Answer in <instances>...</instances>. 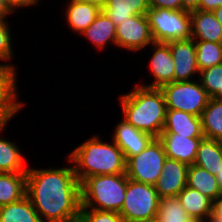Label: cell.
<instances>
[{
	"instance_id": "14",
	"label": "cell",
	"mask_w": 222,
	"mask_h": 222,
	"mask_svg": "<svg viewBox=\"0 0 222 222\" xmlns=\"http://www.w3.org/2000/svg\"><path fill=\"white\" fill-rule=\"evenodd\" d=\"M153 55L151 58V71L155 81L149 85L151 88H161L163 85L174 82V60L167 43L153 42Z\"/></svg>"
},
{
	"instance_id": "18",
	"label": "cell",
	"mask_w": 222,
	"mask_h": 222,
	"mask_svg": "<svg viewBox=\"0 0 222 222\" xmlns=\"http://www.w3.org/2000/svg\"><path fill=\"white\" fill-rule=\"evenodd\" d=\"M177 197L195 222H209L212 213V200L209 197L188 186Z\"/></svg>"
},
{
	"instance_id": "31",
	"label": "cell",
	"mask_w": 222,
	"mask_h": 222,
	"mask_svg": "<svg viewBox=\"0 0 222 222\" xmlns=\"http://www.w3.org/2000/svg\"><path fill=\"white\" fill-rule=\"evenodd\" d=\"M77 222H123L117 212L80 208Z\"/></svg>"
},
{
	"instance_id": "34",
	"label": "cell",
	"mask_w": 222,
	"mask_h": 222,
	"mask_svg": "<svg viewBox=\"0 0 222 222\" xmlns=\"http://www.w3.org/2000/svg\"><path fill=\"white\" fill-rule=\"evenodd\" d=\"M149 4L152 8L183 10L182 0H149Z\"/></svg>"
},
{
	"instance_id": "28",
	"label": "cell",
	"mask_w": 222,
	"mask_h": 222,
	"mask_svg": "<svg viewBox=\"0 0 222 222\" xmlns=\"http://www.w3.org/2000/svg\"><path fill=\"white\" fill-rule=\"evenodd\" d=\"M199 71L222 64V43L195 41Z\"/></svg>"
},
{
	"instance_id": "8",
	"label": "cell",
	"mask_w": 222,
	"mask_h": 222,
	"mask_svg": "<svg viewBox=\"0 0 222 222\" xmlns=\"http://www.w3.org/2000/svg\"><path fill=\"white\" fill-rule=\"evenodd\" d=\"M166 158L163 143L154 138L141 153L126 161V175L131 180L155 185Z\"/></svg>"
},
{
	"instance_id": "37",
	"label": "cell",
	"mask_w": 222,
	"mask_h": 222,
	"mask_svg": "<svg viewBox=\"0 0 222 222\" xmlns=\"http://www.w3.org/2000/svg\"><path fill=\"white\" fill-rule=\"evenodd\" d=\"M220 6H222V0H201L199 10L213 12Z\"/></svg>"
},
{
	"instance_id": "12",
	"label": "cell",
	"mask_w": 222,
	"mask_h": 222,
	"mask_svg": "<svg viewBox=\"0 0 222 222\" xmlns=\"http://www.w3.org/2000/svg\"><path fill=\"white\" fill-rule=\"evenodd\" d=\"M204 136H179L176 133H161L167 158L177 160L188 166L193 165L199 144Z\"/></svg>"
},
{
	"instance_id": "43",
	"label": "cell",
	"mask_w": 222,
	"mask_h": 222,
	"mask_svg": "<svg viewBox=\"0 0 222 222\" xmlns=\"http://www.w3.org/2000/svg\"><path fill=\"white\" fill-rule=\"evenodd\" d=\"M80 1L94 3L101 7L103 6L104 3V0H80Z\"/></svg>"
},
{
	"instance_id": "30",
	"label": "cell",
	"mask_w": 222,
	"mask_h": 222,
	"mask_svg": "<svg viewBox=\"0 0 222 222\" xmlns=\"http://www.w3.org/2000/svg\"><path fill=\"white\" fill-rule=\"evenodd\" d=\"M15 72L13 65L0 64V102H19L16 98L17 73Z\"/></svg>"
},
{
	"instance_id": "26",
	"label": "cell",
	"mask_w": 222,
	"mask_h": 222,
	"mask_svg": "<svg viewBox=\"0 0 222 222\" xmlns=\"http://www.w3.org/2000/svg\"><path fill=\"white\" fill-rule=\"evenodd\" d=\"M23 165V157L16 143L0 138V172H27L28 167Z\"/></svg>"
},
{
	"instance_id": "38",
	"label": "cell",
	"mask_w": 222,
	"mask_h": 222,
	"mask_svg": "<svg viewBox=\"0 0 222 222\" xmlns=\"http://www.w3.org/2000/svg\"><path fill=\"white\" fill-rule=\"evenodd\" d=\"M201 0H182L183 10L192 12L199 10V4Z\"/></svg>"
},
{
	"instance_id": "5",
	"label": "cell",
	"mask_w": 222,
	"mask_h": 222,
	"mask_svg": "<svg viewBox=\"0 0 222 222\" xmlns=\"http://www.w3.org/2000/svg\"><path fill=\"white\" fill-rule=\"evenodd\" d=\"M146 16L154 42L168 43L191 38V18L188 11L150 7Z\"/></svg>"
},
{
	"instance_id": "4",
	"label": "cell",
	"mask_w": 222,
	"mask_h": 222,
	"mask_svg": "<svg viewBox=\"0 0 222 222\" xmlns=\"http://www.w3.org/2000/svg\"><path fill=\"white\" fill-rule=\"evenodd\" d=\"M125 174L93 175L80 183L81 207L119 213L127 189Z\"/></svg>"
},
{
	"instance_id": "25",
	"label": "cell",
	"mask_w": 222,
	"mask_h": 222,
	"mask_svg": "<svg viewBox=\"0 0 222 222\" xmlns=\"http://www.w3.org/2000/svg\"><path fill=\"white\" fill-rule=\"evenodd\" d=\"M0 222H43L27 196L0 207Z\"/></svg>"
},
{
	"instance_id": "42",
	"label": "cell",
	"mask_w": 222,
	"mask_h": 222,
	"mask_svg": "<svg viewBox=\"0 0 222 222\" xmlns=\"http://www.w3.org/2000/svg\"><path fill=\"white\" fill-rule=\"evenodd\" d=\"M216 179L218 180V184H219V187H220L221 192H222V167L218 171V174L216 175Z\"/></svg>"
},
{
	"instance_id": "16",
	"label": "cell",
	"mask_w": 222,
	"mask_h": 222,
	"mask_svg": "<svg viewBox=\"0 0 222 222\" xmlns=\"http://www.w3.org/2000/svg\"><path fill=\"white\" fill-rule=\"evenodd\" d=\"M162 133H176L179 136H204L200 117L174 109H167Z\"/></svg>"
},
{
	"instance_id": "19",
	"label": "cell",
	"mask_w": 222,
	"mask_h": 222,
	"mask_svg": "<svg viewBox=\"0 0 222 222\" xmlns=\"http://www.w3.org/2000/svg\"><path fill=\"white\" fill-rule=\"evenodd\" d=\"M66 9V20L70 27L79 33L86 30L102 11V7L80 0H71Z\"/></svg>"
},
{
	"instance_id": "2",
	"label": "cell",
	"mask_w": 222,
	"mask_h": 222,
	"mask_svg": "<svg viewBox=\"0 0 222 222\" xmlns=\"http://www.w3.org/2000/svg\"><path fill=\"white\" fill-rule=\"evenodd\" d=\"M124 119L136 129L159 138L163 131L167 107L160 88L137 86L121 96Z\"/></svg>"
},
{
	"instance_id": "20",
	"label": "cell",
	"mask_w": 222,
	"mask_h": 222,
	"mask_svg": "<svg viewBox=\"0 0 222 222\" xmlns=\"http://www.w3.org/2000/svg\"><path fill=\"white\" fill-rule=\"evenodd\" d=\"M194 164L216 176L222 167V141L203 138L199 144Z\"/></svg>"
},
{
	"instance_id": "6",
	"label": "cell",
	"mask_w": 222,
	"mask_h": 222,
	"mask_svg": "<svg viewBox=\"0 0 222 222\" xmlns=\"http://www.w3.org/2000/svg\"><path fill=\"white\" fill-rule=\"evenodd\" d=\"M160 89L164 94L167 109L180 110L197 117L201 116L210 99L200 81L172 82Z\"/></svg>"
},
{
	"instance_id": "23",
	"label": "cell",
	"mask_w": 222,
	"mask_h": 222,
	"mask_svg": "<svg viewBox=\"0 0 222 222\" xmlns=\"http://www.w3.org/2000/svg\"><path fill=\"white\" fill-rule=\"evenodd\" d=\"M186 186L206 195L212 201L222 194L216 176L195 164L188 167Z\"/></svg>"
},
{
	"instance_id": "7",
	"label": "cell",
	"mask_w": 222,
	"mask_h": 222,
	"mask_svg": "<svg viewBox=\"0 0 222 222\" xmlns=\"http://www.w3.org/2000/svg\"><path fill=\"white\" fill-rule=\"evenodd\" d=\"M159 196L154 185L128 178L125 200L119 212L123 220H145L156 217Z\"/></svg>"
},
{
	"instance_id": "33",
	"label": "cell",
	"mask_w": 222,
	"mask_h": 222,
	"mask_svg": "<svg viewBox=\"0 0 222 222\" xmlns=\"http://www.w3.org/2000/svg\"><path fill=\"white\" fill-rule=\"evenodd\" d=\"M22 102H0V131L2 132L4 127L9 122L10 118L15 113L22 109Z\"/></svg>"
},
{
	"instance_id": "17",
	"label": "cell",
	"mask_w": 222,
	"mask_h": 222,
	"mask_svg": "<svg viewBox=\"0 0 222 222\" xmlns=\"http://www.w3.org/2000/svg\"><path fill=\"white\" fill-rule=\"evenodd\" d=\"M149 8V0H104L102 11L117 27L132 16L146 14Z\"/></svg>"
},
{
	"instance_id": "29",
	"label": "cell",
	"mask_w": 222,
	"mask_h": 222,
	"mask_svg": "<svg viewBox=\"0 0 222 222\" xmlns=\"http://www.w3.org/2000/svg\"><path fill=\"white\" fill-rule=\"evenodd\" d=\"M201 86L208 95L222 100V64L199 71Z\"/></svg>"
},
{
	"instance_id": "41",
	"label": "cell",
	"mask_w": 222,
	"mask_h": 222,
	"mask_svg": "<svg viewBox=\"0 0 222 222\" xmlns=\"http://www.w3.org/2000/svg\"><path fill=\"white\" fill-rule=\"evenodd\" d=\"M123 222H158L157 218L145 219V220H123Z\"/></svg>"
},
{
	"instance_id": "15",
	"label": "cell",
	"mask_w": 222,
	"mask_h": 222,
	"mask_svg": "<svg viewBox=\"0 0 222 222\" xmlns=\"http://www.w3.org/2000/svg\"><path fill=\"white\" fill-rule=\"evenodd\" d=\"M191 38L194 41L222 43V26L213 12L196 10L190 12Z\"/></svg>"
},
{
	"instance_id": "36",
	"label": "cell",
	"mask_w": 222,
	"mask_h": 222,
	"mask_svg": "<svg viewBox=\"0 0 222 222\" xmlns=\"http://www.w3.org/2000/svg\"><path fill=\"white\" fill-rule=\"evenodd\" d=\"M9 9L14 12L16 7L32 6L38 2V0H4Z\"/></svg>"
},
{
	"instance_id": "21",
	"label": "cell",
	"mask_w": 222,
	"mask_h": 222,
	"mask_svg": "<svg viewBox=\"0 0 222 222\" xmlns=\"http://www.w3.org/2000/svg\"><path fill=\"white\" fill-rule=\"evenodd\" d=\"M27 172H0V207L17 202L26 196Z\"/></svg>"
},
{
	"instance_id": "9",
	"label": "cell",
	"mask_w": 222,
	"mask_h": 222,
	"mask_svg": "<svg viewBox=\"0 0 222 222\" xmlns=\"http://www.w3.org/2000/svg\"><path fill=\"white\" fill-rule=\"evenodd\" d=\"M117 46L129 51H139L151 45L154 39L146 14L135 15L116 27Z\"/></svg>"
},
{
	"instance_id": "3",
	"label": "cell",
	"mask_w": 222,
	"mask_h": 222,
	"mask_svg": "<svg viewBox=\"0 0 222 222\" xmlns=\"http://www.w3.org/2000/svg\"><path fill=\"white\" fill-rule=\"evenodd\" d=\"M68 157L74 164V172L80 183L93 175L126 173V160L122 150L114 141L113 144L103 143L98 136L76 147Z\"/></svg>"
},
{
	"instance_id": "22",
	"label": "cell",
	"mask_w": 222,
	"mask_h": 222,
	"mask_svg": "<svg viewBox=\"0 0 222 222\" xmlns=\"http://www.w3.org/2000/svg\"><path fill=\"white\" fill-rule=\"evenodd\" d=\"M91 40L97 48L104 49V46L112 41L117 46L116 27L105 12L101 11L89 27L80 33Z\"/></svg>"
},
{
	"instance_id": "11",
	"label": "cell",
	"mask_w": 222,
	"mask_h": 222,
	"mask_svg": "<svg viewBox=\"0 0 222 222\" xmlns=\"http://www.w3.org/2000/svg\"><path fill=\"white\" fill-rule=\"evenodd\" d=\"M188 165L166 158L162 173L154 185L159 198L176 197L187 185Z\"/></svg>"
},
{
	"instance_id": "32",
	"label": "cell",
	"mask_w": 222,
	"mask_h": 222,
	"mask_svg": "<svg viewBox=\"0 0 222 222\" xmlns=\"http://www.w3.org/2000/svg\"><path fill=\"white\" fill-rule=\"evenodd\" d=\"M5 19L0 18V59L8 61L12 58L11 32Z\"/></svg>"
},
{
	"instance_id": "39",
	"label": "cell",
	"mask_w": 222,
	"mask_h": 222,
	"mask_svg": "<svg viewBox=\"0 0 222 222\" xmlns=\"http://www.w3.org/2000/svg\"><path fill=\"white\" fill-rule=\"evenodd\" d=\"M10 13H12V11L6 5L4 0H0V18L5 19Z\"/></svg>"
},
{
	"instance_id": "10",
	"label": "cell",
	"mask_w": 222,
	"mask_h": 222,
	"mask_svg": "<svg viewBox=\"0 0 222 222\" xmlns=\"http://www.w3.org/2000/svg\"><path fill=\"white\" fill-rule=\"evenodd\" d=\"M174 60V82L191 81L199 73L196 60L195 41L190 39L174 40L167 43Z\"/></svg>"
},
{
	"instance_id": "40",
	"label": "cell",
	"mask_w": 222,
	"mask_h": 222,
	"mask_svg": "<svg viewBox=\"0 0 222 222\" xmlns=\"http://www.w3.org/2000/svg\"><path fill=\"white\" fill-rule=\"evenodd\" d=\"M217 21L221 24L222 26V6L216 8L214 11H213Z\"/></svg>"
},
{
	"instance_id": "1",
	"label": "cell",
	"mask_w": 222,
	"mask_h": 222,
	"mask_svg": "<svg viewBox=\"0 0 222 222\" xmlns=\"http://www.w3.org/2000/svg\"><path fill=\"white\" fill-rule=\"evenodd\" d=\"M26 196L43 222H77L81 207L80 182L74 167L28 168Z\"/></svg>"
},
{
	"instance_id": "13",
	"label": "cell",
	"mask_w": 222,
	"mask_h": 222,
	"mask_svg": "<svg viewBox=\"0 0 222 222\" xmlns=\"http://www.w3.org/2000/svg\"><path fill=\"white\" fill-rule=\"evenodd\" d=\"M113 141L122 150L125 160L141 153L154 139L151 135L136 129L123 119L114 130Z\"/></svg>"
},
{
	"instance_id": "24",
	"label": "cell",
	"mask_w": 222,
	"mask_h": 222,
	"mask_svg": "<svg viewBox=\"0 0 222 222\" xmlns=\"http://www.w3.org/2000/svg\"><path fill=\"white\" fill-rule=\"evenodd\" d=\"M200 118L204 138L222 141V100L210 97Z\"/></svg>"
},
{
	"instance_id": "35",
	"label": "cell",
	"mask_w": 222,
	"mask_h": 222,
	"mask_svg": "<svg viewBox=\"0 0 222 222\" xmlns=\"http://www.w3.org/2000/svg\"><path fill=\"white\" fill-rule=\"evenodd\" d=\"M209 222H222V194L212 201V213Z\"/></svg>"
},
{
	"instance_id": "27",
	"label": "cell",
	"mask_w": 222,
	"mask_h": 222,
	"mask_svg": "<svg viewBox=\"0 0 222 222\" xmlns=\"http://www.w3.org/2000/svg\"><path fill=\"white\" fill-rule=\"evenodd\" d=\"M158 222H195L182 207L178 197L159 198Z\"/></svg>"
}]
</instances>
